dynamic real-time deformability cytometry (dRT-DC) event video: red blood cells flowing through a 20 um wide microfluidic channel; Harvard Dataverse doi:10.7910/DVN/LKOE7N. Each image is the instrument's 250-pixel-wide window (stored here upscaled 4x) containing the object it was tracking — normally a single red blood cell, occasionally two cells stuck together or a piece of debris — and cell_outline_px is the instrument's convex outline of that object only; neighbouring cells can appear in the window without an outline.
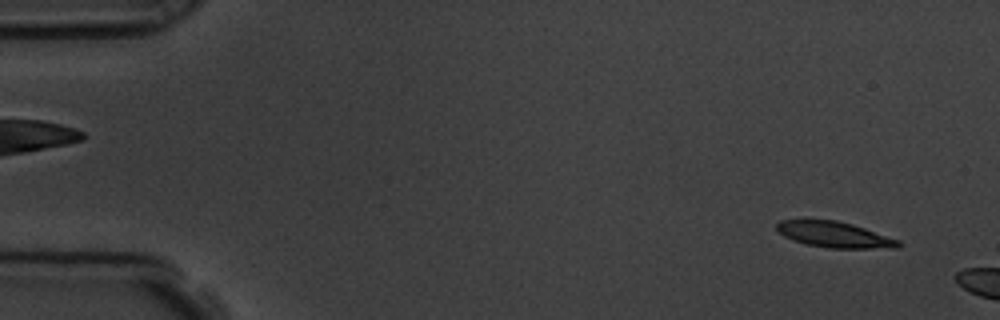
{"species": "common noctule bat (a hibernating species)", "species_latin": "Nyctalus noctula", "temperature_condition": "room temperature", "stored_images_in_passage": 7, "camera_frame_rate_fps": 3000, "um_per_image_px": 0.085, "animal": {"sex": "male", "body_mass_g": 19.5, "forearm_length_mm": 54.6}, "frame": {"image": 1, "passage_image": 3, "time_ms": 0.667, "image_size_px": [1000, 320], "cell_outline_px": [[904, 244], [900, 248], [828, 248], [808, 244], [792, 240], [784, 236], [776, 228], [776, 224], [780, 220], [836, 220], [852, 224], [900, 240]], "centroid_in_image_um": [70.97, 19.95], "position_along_channel_um": 14.0, "area_um2": 18.26}}